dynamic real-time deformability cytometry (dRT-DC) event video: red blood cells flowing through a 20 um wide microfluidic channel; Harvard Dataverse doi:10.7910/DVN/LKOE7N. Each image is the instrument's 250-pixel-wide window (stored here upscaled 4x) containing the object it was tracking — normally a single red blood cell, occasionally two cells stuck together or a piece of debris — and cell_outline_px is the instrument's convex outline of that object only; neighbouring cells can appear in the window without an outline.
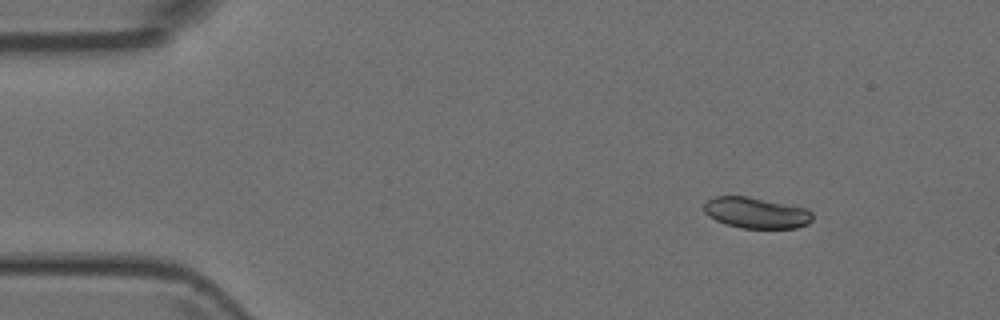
{"species": "Egyptian fruit bat (a non-hibernating species)", "species_latin": "Rousettus aegyptiacus", "temperature_condition": "room temperature", "stored_images_in_passage": 4, "camera_frame_rate_fps": 3000, "um_per_image_px": 0.085, "animal": {"sex": "female"}, "frame": {"image": 1, "passage_image": 2, "time_ms": 0.333, "image_size_px": [1000, 320], "cell_outline_px": [[812, 220], [808, 224], [796, 228], [740, 228], [716, 220], [708, 216], [704, 212], [704, 204], [708, 200], [716, 196], [744, 196], [808, 208], [812, 212]], "centroid_in_image_um": [64.29, 18.09], "position_along_channel_um": 20.7, "area_um2": 19.48}}